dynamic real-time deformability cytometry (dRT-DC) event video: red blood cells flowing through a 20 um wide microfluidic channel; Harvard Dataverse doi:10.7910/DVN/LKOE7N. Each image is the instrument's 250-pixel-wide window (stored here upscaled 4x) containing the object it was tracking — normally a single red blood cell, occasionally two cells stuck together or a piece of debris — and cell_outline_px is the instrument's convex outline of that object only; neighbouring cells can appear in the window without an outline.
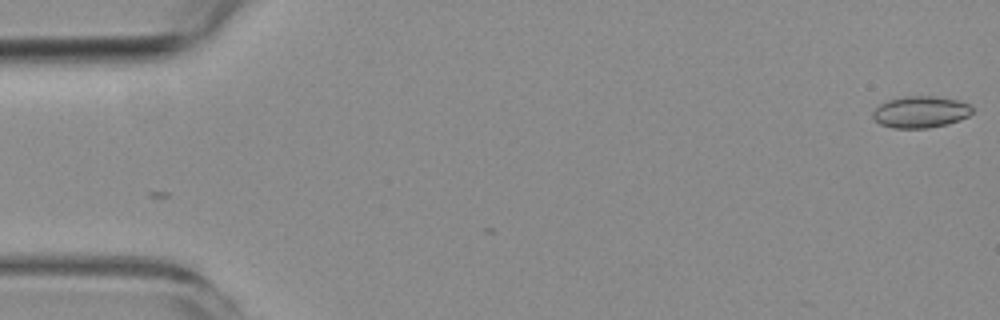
{"species": "common noctule bat (a hibernating species)", "species_latin": "Nyctalus noctula", "temperature_condition": "room temperature", "stored_images_in_passage": 3, "camera_frame_rate_fps": 3000, "um_per_image_px": 0.085, "animal": {"sex": "female", "body_mass_g": 19.3, "forearm_length_mm": 54.1}, "frame": {"image": 1, "passage_image": 1, "time_ms": 0.0, "image_size_px": [1000, 320], "cell_outline_px": [[972, 112], [968, 116], [960, 120], [948, 124], [928, 128], [892, 128], [880, 124], [872, 116], [872, 112], [880, 104], [888, 100], [904, 96], [936, 96], [956, 100], [968, 104], [972, 108]], "centroid_in_image_um": [78.24, 9.52], "position_along_channel_um": 6.8, "area_um2": 18.32}}